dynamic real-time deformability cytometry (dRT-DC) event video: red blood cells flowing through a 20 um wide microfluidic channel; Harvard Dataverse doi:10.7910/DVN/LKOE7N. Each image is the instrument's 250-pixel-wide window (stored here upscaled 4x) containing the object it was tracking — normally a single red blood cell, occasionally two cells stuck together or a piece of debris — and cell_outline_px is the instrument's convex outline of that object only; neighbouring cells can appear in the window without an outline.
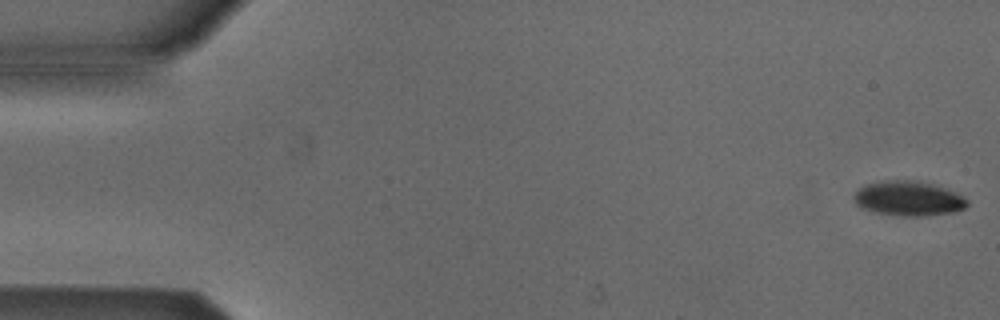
{"species": "Egyptian fruit bat (a non-hibernating species)", "species_latin": "Rousettus aegyptiacus", "temperature_condition": "cold", "stored_images_in_passage": 5, "camera_frame_rate_fps": 3000, "um_per_image_px": 0.085, "animal": {"sex": "male"}, "frame": {"image": 1, "passage_image": 1, "time_ms": 0.0, "image_size_px": [1000, 320], "cell_outline_px": [[968, 204], [964, 208], [956, 212], [924, 216], [904, 216], [872, 212], [860, 208], [852, 200], [852, 196], [856, 188], [864, 184], [880, 180], [916, 180], [932, 184], [956, 192], [964, 196], [968, 200]], "centroid_in_image_um": [77.16, 16.86], "position_along_channel_um": 7.8, "area_um2": 23.52}}
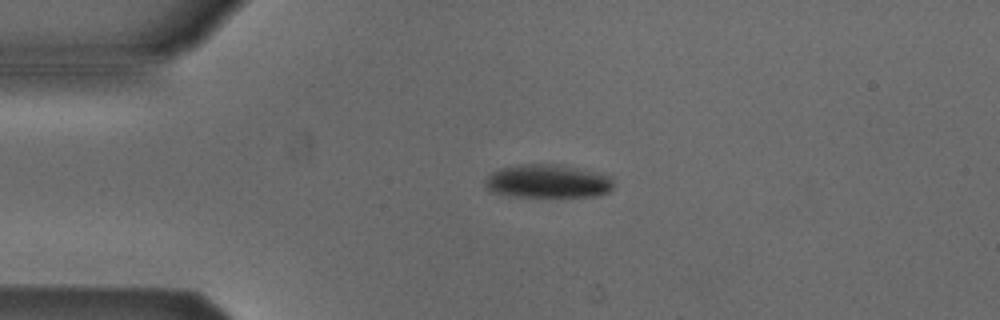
{"frame": {"image": 2, "passage_image": 4, "time_ms": 3.667, "image_size_px": [1000, 320], "cell_outline_px": [[612, 188], [608, 192], [592, 196], [512, 196], [492, 192], [484, 184], [484, 180], [492, 172], [500, 168], [520, 164], [560, 164], [612, 176]], "centroid_in_image_um": [46.53, 15.39], "position_along_channel_um": 38.5, "area_um2": 24.85}}